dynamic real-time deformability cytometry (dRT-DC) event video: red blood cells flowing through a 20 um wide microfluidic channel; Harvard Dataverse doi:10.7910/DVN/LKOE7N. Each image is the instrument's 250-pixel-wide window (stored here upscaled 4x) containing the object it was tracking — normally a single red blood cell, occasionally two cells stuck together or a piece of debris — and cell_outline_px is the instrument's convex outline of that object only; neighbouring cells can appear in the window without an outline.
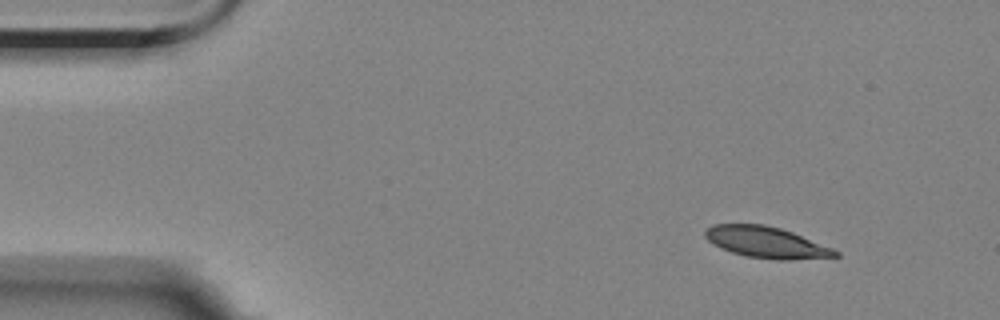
{"species": "Egyptian fruit bat (a non-hibernating species)", "species_latin": "Rousettus aegyptiacus", "temperature_condition": "room temperature", "stored_images_in_passage": 3, "camera_frame_rate_fps": 3000, "um_per_image_px": 0.085, "animal": {"sex": "female"}, "frame": {"image": 1, "passage_image": 1, "time_ms": 0.0, "image_size_px": [1000, 320], "cell_outline_px": [[840, 256], [792, 260], [780, 260], [744, 256], [720, 248], [712, 244], [704, 236], [704, 232], [712, 224], [764, 224], [780, 228], [792, 232], [832, 248], [840, 252]], "centroid_in_image_um": [65.12, 20.6], "position_along_channel_um": 19.9, "area_um2": 23.7}}
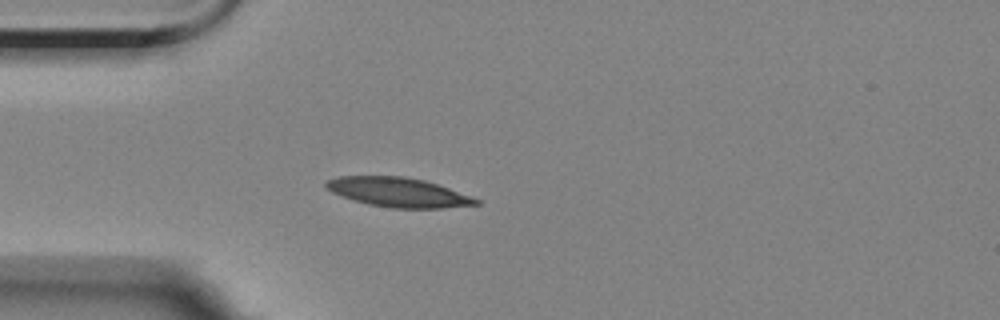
{"frame": {"image": 2, "passage_image": 3, "time_ms": 3.0, "image_size_px": [1000, 320], "cell_outline_px": [[480, 204], [444, 208], [392, 208], [368, 204], [352, 200], [340, 196], [324, 188], [324, 184], [328, 180], [340, 176], [404, 176], [424, 180], [472, 196], [480, 200]], "centroid_in_image_um": [33.83, 16.35], "position_along_channel_um": 51.2, "area_um2": 25.72}}